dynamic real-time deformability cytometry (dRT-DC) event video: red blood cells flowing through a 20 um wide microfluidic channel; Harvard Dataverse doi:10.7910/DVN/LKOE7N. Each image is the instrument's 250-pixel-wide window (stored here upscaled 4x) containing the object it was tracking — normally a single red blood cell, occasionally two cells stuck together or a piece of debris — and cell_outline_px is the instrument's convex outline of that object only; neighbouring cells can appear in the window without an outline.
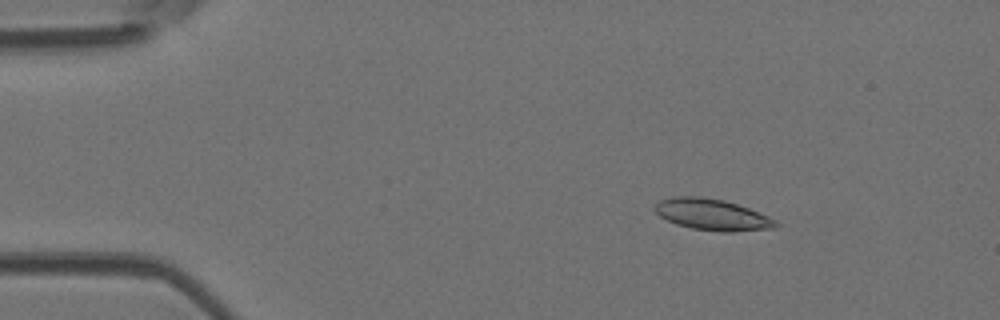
{"species": "Egyptian fruit bat (a non-hibernating species)", "species_latin": "Rousettus aegyptiacus", "temperature_condition": "room temperature", "stored_images_in_passage": 4, "camera_frame_rate_fps": 3000, "um_per_image_px": 0.085, "animal": {"sex": "female"}, "frame": {"image": 1, "passage_image": 1, "time_ms": 0.0, "image_size_px": [1000, 320], "cell_outline_px": [[780, 224], [776, 228], [732, 232], [720, 232], [692, 228], [676, 224], [660, 216], [652, 208], [660, 200], [676, 196], [700, 196], [724, 200], [748, 208], [768, 216], [776, 220]], "centroid_in_image_um": [60.55, 18.25], "position_along_channel_um": 24.5, "area_um2": 22.08}}